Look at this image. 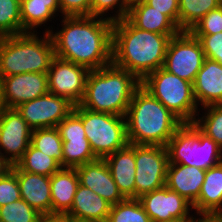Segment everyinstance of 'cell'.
<instances>
[{"label":"cell","mask_w":222,"mask_h":222,"mask_svg":"<svg viewBox=\"0 0 222 222\" xmlns=\"http://www.w3.org/2000/svg\"><path fill=\"white\" fill-rule=\"evenodd\" d=\"M210 222H222V215L210 216Z\"/></svg>","instance_id":"obj_43"},{"label":"cell","mask_w":222,"mask_h":222,"mask_svg":"<svg viewBox=\"0 0 222 222\" xmlns=\"http://www.w3.org/2000/svg\"><path fill=\"white\" fill-rule=\"evenodd\" d=\"M125 118L128 143L135 145L166 147L183 124L142 85L135 90Z\"/></svg>","instance_id":"obj_3"},{"label":"cell","mask_w":222,"mask_h":222,"mask_svg":"<svg viewBox=\"0 0 222 222\" xmlns=\"http://www.w3.org/2000/svg\"><path fill=\"white\" fill-rule=\"evenodd\" d=\"M126 18L135 27L157 34H178L181 31L167 15L145 1L132 4Z\"/></svg>","instance_id":"obj_24"},{"label":"cell","mask_w":222,"mask_h":222,"mask_svg":"<svg viewBox=\"0 0 222 222\" xmlns=\"http://www.w3.org/2000/svg\"><path fill=\"white\" fill-rule=\"evenodd\" d=\"M192 34H216L222 32V5L209 11L190 30Z\"/></svg>","instance_id":"obj_36"},{"label":"cell","mask_w":222,"mask_h":222,"mask_svg":"<svg viewBox=\"0 0 222 222\" xmlns=\"http://www.w3.org/2000/svg\"><path fill=\"white\" fill-rule=\"evenodd\" d=\"M75 169L78 173L79 184L91 189L111 205L126 199L119 191L104 159L85 163Z\"/></svg>","instance_id":"obj_16"},{"label":"cell","mask_w":222,"mask_h":222,"mask_svg":"<svg viewBox=\"0 0 222 222\" xmlns=\"http://www.w3.org/2000/svg\"><path fill=\"white\" fill-rule=\"evenodd\" d=\"M162 14L167 15L179 27V0H144Z\"/></svg>","instance_id":"obj_40"},{"label":"cell","mask_w":222,"mask_h":222,"mask_svg":"<svg viewBox=\"0 0 222 222\" xmlns=\"http://www.w3.org/2000/svg\"><path fill=\"white\" fill-rule=\"evenodd\" d=\"M104 160L121 194L125 198H135V144L128 143Z\"/></svg>","instance_id":"obj_20"},{"label":"cell","mask_w":222,"mask_h":222,"mask_svg":"<svg viewBox=\"0 0 222 222\" xmlns=\"http://www.w3.org/2000/svg\"><path fill=\"white\" fill-rule=\"evenodd\" d=\"M169 163L203 170L222 162V148L193 123H183L167 144Z\"/></svg>","instance_id":"obj_7"},{"label":"cell","mask_w":222,"mask_h":222,"mask_svg":"<svg viewBox=\"0 0 222 222\" xmlns=\"http://www.w3.org/2000/svg\"><path fill=\"white\" fill-rule=\"evenodd\" d=\"M41 222H71V220L65 216H47L43 217Z\"/></svg>","instance_id":"obj_41"},{"label":"cell","mask_w":222,"mask_h":222,"mask_svg":"<svg viewBox=\"0 0 222 222\" xmlns=\"http://www.w3.org/2000/svg\"><path fill=\"white\" fill-rule=\"evenodd\" d=\"M167 147L135 145V198L166 185Z\"/></svg>","instance_id":"obj_10"},{"label":"cell","mask_w":222,"mask_h":222,"mask_svg":"<svg viewBox=\"0 0 222 222\" xmlns=\"http://www.w3.org/2000/svg\"><path fill=\"white\" fill-rule=\"evenodd\" d=\"M56 128L61 139H82L86 138L82 120L72 111L65 117Z\"/></svg>","instance_id":"obj_38"},{"label":"cell","mask_w":222,"mask_h":222,"mask_svg":"<svg viewBox=\"0 0 222 222\" xmlns=\"http://www.w3.org/2000/svg\"><path fill=\"white\" fill-rule=\"evenodd\" d=\"M141 85L182 123H193L200 113L193 93V83L163 67L149 73L141 81Z\"/></svg>","instance_id":"obj_6"},{"label":"cell","mask_w":222,"mask_h":222,"mask_svg":"<svg viewBox=\"0 0 222 222\" xmlns=\"http://www.w3.org/2000/svg\"><path fill=\"white\" fill-rule=\"evenodd\" d=\"M20 11L22 34L32 31L36 33L41 25L45 26V23L59 16L60 7L58 0H22Z\"/></svg>","instance_id":"obj_25"},{"label":"cell","mask_w":222,"mask_h":222,"mask_svg":"<svg viewBox=\"0 0 222 222\" xmlns=\"http://www.w3.org/2000/svg\"><path fill=\"white\" fill-rule=\"evenodd\" d=\"M206 171L194 166L168 163L166 186L192 205L199 197Z\"/></svg>","instance_id":"obj_21"},{"label":"cell","mask_w":222,"mask_h":222,"mask_svg":"<svg viewBox=\"0 0 222 222\" xmlns=\"http://www.w3.org/2000/svg\"><path fill=\"white\" fill-rule=\"evenodd\" d=\"M21 1L0 0V37L22 34Z\"/></svg>","instance_id":"obj_32"},{"label":"cell","mask_w":222,"mask_h":222,"mask_svg":"<svg viewBox=\"0 0 222 222\" xmlns=\"http://www.w3.org/2000/svg\"><path fill=\"white\" fill-rule=\"evenodd\" d=\"M32 129L16 108L0 111V156L9 165H15L31 143Z\"/></svg>","instance_id":"obj_13"},{"label":"cell","mask_w":222,"mask_h":222,"mask_svg":"<svg viewBox=\"0 0 222 222\" xmlns=\"http://www.w3.org/2000/svg\"><path fill=\"white\" fill-rule=\"evenodd\" d=\"M16 165L22 171L50 177L62 168L54 158L37 150L31 144Z\"/></svg>","instance_id":"obj_27"},{"label":"cell","mask_w":222,"mask_h":222,"mask_svg":"<svg viewBox=\"0 0 222 222\" xmlns=\"http://www.w3.org/2000/svg\"><path fill=\"white\" fill-rule=\"evenodd\" d=\"M89 70L71 61L54 56L48 75V90L53 95L67 98L79 105L85 95Z\"/></svg>","instance_id":"obj_12"},{"label":"cell","mask_w":222,"mask_h":222,"mask_svg":"<svg viewBox=\"0 0 222 222\" xmlns=\"http://www.w3.org/2000/svg\"><path fill=\"white\" fill-rule=\"evenodd\" d=\"M222 5V0H179V29L190 31L209 11Z\"/></svg>","instance_id":"obj_26"},{"label":"cell","mask_w":222,"mask_h":222,"mask_svg":"<svg viewBox=\"0 0 222 222\" xmlns=\"http://www.w3.org/2000/svg\"><path fill=\"white\" fill-rule=\"evenodd\" d=\"M140 1H144V0H127V3L131 6L132 4L140 2Z\"/></svg>","instance_id":"obj_46"},{"label":"cell","mask_w":222,"mask_h":222,"mask_svg":"<svg viewBox=\"0 0 222 222\" xmlns=\"http://www.w3.org/2000/svg\"><path fill=\"white\" fill-rule=\"evenodd\" d=\"M62 16H90L91 0H58Z\"/></svg>","instance_id":"obj_39"},{"label":"cell","mask_w":222,"mask_h":222,"mask_svg":"<svg viewBox=\"0 0 222 222\" xmlns=\"http://www.w3.org/2000/svg\"><path fill=\"white\" fill-rule=\"evenodd\" d=\"M106 222H152L137 198H126L111 206Z\"/></svg>","instance_id":"obj_31"},{"label":"cell","mask_w":222,"mask_h":222,"mask_svg":"<svg viewBox=\"0 0 222 222\" xmlns=\"http://www.w3.org/2000/svg\"><path fill=\"white\" fill-rule=\"evenodd\" d=\"M9 168V165L0 156V176Z\"/></svg>","instance_id":"obj_42"},{"label":"cell","mask_w":222,"mask_h":222,"mask_svg":"<svg viewBox=\"0 0 222 222\" xmlns=\"http://www.w3.org/2000/svg\"><path fill=\"white\" fill-rule=\"evenodd\" d=\"M43 217L23 199L0 207V222H41Z\"/></svg>","instance_id":"obj_33"},{"label":"cell","mask_w":222,"mask_h":222,"mask_svg":"<svg viewBox=\"0 0 222 222\" xmlns=\"http://www.w3.org/2000/svg\"><path fill=\"white\" fill-rule=\"evenodd\" d=\"M60 30L45 26L55 56L93 71L112 63L113 22L92 16H62ZM48 27V28H47Z\"/></svg>","instance_id":"obj_1"},{"label":"cell","mask_w":222,"mask_h":222,"mask_svg":"<svg viewBox=\"0 0 222 222\" xmlns=\"http://www.w3.org/2000/svg\"><path fill=\"white\" fill-rule=\"evenodd\" d=\"M193 35L200 41L205 57L222 65V32Z\"/></svg>","instance_id":"obj_37"},{"label":"cell","mask_w":222,"mask_h":222,"mask_svg":"<svg viewBox=\"0 0 222 222\" xmlns=\"http://www.w3.org/2000/svg\"><path fill=\"white\" fill-rule=\"evenodd\" d=\"M73 112L82 120L86 138L98 159H104L128 144L125 116L91 111L80 104L74 106Z\"/></svg>","instance_id":"obj_8"},{"label":"cell","mask_w":222,"mask_h":222,"mask_svg":"<svg viewBox=\"0 0 222 222\" xmlns=\"http://www.w3.org/2000/svg\"><path fill=\"white\" fill-rule=\"evenodd\" d=\"M21 199L17 175L8 168L0 176V207Z\"/></svg>","instance_id":"obj_35"},{"label":"cell","mask_w":222,"mask_h":222,"mask_svg":"<svg viewBox=\"0 0 222 222\" xmlns=\"http://www.w3.org/2000/svg\"><path fill=\"white\" fill-rule=\"evenodd\" d=\"M193 210L197 217L222 215V162L206 170Z\"/></svg>","instance_id":"obj_22"},{"label":"cell","mask_w":222,"mask_h":222,"mask_svg":"<svg viewBox=\"0 0 222 222\" xmlns=\"http://www.w3.org/2000/svg\"><path fill=\"white\" fill-rule=\"evenodd\" d=\"M175 35L139 29L127 18L113 22L112 64L142 81L163 67L169 41Z\"/></svg>","instance_id":"obj_2"},{"label":"cell","mask_w":222,"mask_h":222,"mask_svg":"<svg viewBox=\"0 0 222 222\" xmlns=\"http://www.w3.org/2000/svg\"><path fill=\"white\" fill-rule=\"evenodd\" d=\"M0 37V79L22 73H47L54 53L47 32ZM38 35V36H37Z\"/></svg>","instance_id":"obj_5"},{"label":"cell","mask_w":222,"mask_h":222,"mask_svg":"<svg viewBox=\"0 0 222 222\" xmlns=\"http://www.w3.org/2000/svg\"><path fill=\"white\" fill-rule=\"evenodd\" d=\"M137 199L152 222H192L197 218L190 214L193 205L166 185Z\"/></svg>","instance_id":"obj_11"},{"label":"cell","mask_w":222,"mask_h":222,"mask_svg":"<svg viewBox=\"0 0 222 222\" xmlns=\"http://www.w3.org/2000/svg\"><path fill=\"white\" fill-rule=\"evenodd\" d=\"M205 58L200 41L190 31H180L169 41L163 68L194 83Z\"/></svg>","instance_id":"obj_9"},{"label":"cell","mask_w":222,"mask_h":222,"mask_svg":"<svg viewBox=\"0 0 222 222\" xmlns=\"http://www.w3.org/2000/svg\"><path fill=\"white\" fill-rule=\"evenodd\" d=\"M67 98L48 92L17 106V111L32 129L56 127L74 109Z\"/></svg>","instance_id":"obj_14"},{"label":"cell","mask_w":222,"mask_h":222,"mask_svg":"<svg viewBox=\"0 0 222 222\" xmlns=\"http://www.w3.org/2000/svg\"><path fill=\"white\" fill-rule=\"evenodd\" d=\"M129 7L127 0H91L90 16L116 22L127 17ZM109 11H112L110 16Z\"/></svg>","instance_id":"obj_34"},{"label":"cell","mask_w":222,"mask_h":222,"mask_svg":"<svg viewBox=\"0 0 222 222\" xmlns=\"http://www.w3.org/2000/svg\"><path fill=\"white\" fill-rule=\"evenodd\" d=\"M193 93L200 108L222 105V65L205 58L193 83Z\"/></svg>","instance_id":"obj_18"},{"label":"cell","mask_w":222,"mask_h":222,"mask_svg":"<svg viewBox=\"0 0 222 222\" xmlns=\"http://www.w3.org/2000/svg\"><path fill=\"white\" fill-rule=\"evenodd\" d=\"M30 144L42 153L54 158L63 168V141L56 127L32 130Z\"/></svg>","instance_id":"obj_28"},{"label":"cell","mask_w":222,"mask_h":222,"mask_svg":"<svg viewBox=\"0 0 222 222\" xmlns=\"http://www.w3.org/2000/svg\"><path fill=\"white\" fill-rule=\"evenodd\" d=\"M9 168L17 175L21 199L44 217L52 216L50 176L22 171L16 164Z\"/></svg>","instance_id":"obj_17"},{"label":"cell","mask_w":222,"mask_h":222,"mask_svg":"<svg viewBox=\"0 0 222 222\" xmlns=\"http://www.w3.org/2000/svg\"><path fill=\"white\" fill-rule=\"evenodd\" d=\"M62 141L63 168H76L98 159L94 155L87 138L62 139Z\"/></svg>","instance_id":"obj_29"},{"label":"cell","mask_w":222,"mask_h":222,"mask_svg":"<svg viewBox=\"0 0 222 222\" xmlns=\"http://www.w3.org/2000/svg\"><path fill=\"white\" fill-rule=\"evenodd\" d=\"M4 108L2 102L1 79H0V111Z\"/></svg>","instance_id":"obj_45"},{"label":"cell","mask_w":222,"mask_h":222,"mask_svg":"<svg viewBox=\"0 0 222 222\" xmlns=\"http://www.w3.org/2000/svg\"><path fill=\"white\" fill-rule=\"evenodd\" d=\"M111 206L97 193L79 184L71 209L64 216L72 222H106Z\"/></svg>","instance_id":"obj_19"},{"label":"cell","mask_w":222,"mask_h":222,"mask_svg":"<svg viewBox=\"0 0 222 222\" xmlns=\"http://www.w3.org/2000/svg\"><path fill=\"white\" fill-rule=\"evenodd\" d=\"M78 185L75 168H61L50 177L52 216H64L71 209Z\"/></svg>","instance_id":"obj_23"},{"label":"cell","mask_w":222,"mask_h":222,"mask_svg":"<svg viewBox=\"0 0 222 222\" xmlns=\"http://www.w3.org/2000/svg\"><path fill=\"white\" fill-rule=\"evenodd\" d=\"M140 85L141 81L134 74L111 63L89 71L80 105L95 112L126 116L133 94Z\"/></svg>","instance_id":"obj_4"},{"label":"cell","mask_w":222,"mask_h":222,"mask_svg":"<svg viewBox=\"0 0 222 222\" xmlns=\"http://www.w3.org/2000/svg\"><path fill=\"white\" fill-rule=\"evenodd\" d=\"M199 109H204L205 113L202 112V117L198 113L193 124L222 148V105H209Z\"/></svg>","instance_id":"obj_30"},{"label":"cell","mask_w":222,"mask_h":222,"mask_svg":"<svg viewBox=\"0 0 222 222\" xmlns=\"http://www.w3.org/2000/svg\"><path fill=\"white\" fill-rule=\"evenodd\" d=\"M5 108H16L49 92L47 73H22L1 78Z\"/></svg>","instance_id":"obj_15"},{"label":"cell","mask_w":222,"mask_h":222,"mask_svg":"<svg viewBox=\"0 0 222 222\" xmlns=\"http://www.w3.org/2000/svg\"><path fill=\"white\" fill-rule=\"evenodd\" d=\"M192 222H210V217H207V218L199 217V218H196Z\"/></svg>","instance_id":"obj_44"}]
</instances>
